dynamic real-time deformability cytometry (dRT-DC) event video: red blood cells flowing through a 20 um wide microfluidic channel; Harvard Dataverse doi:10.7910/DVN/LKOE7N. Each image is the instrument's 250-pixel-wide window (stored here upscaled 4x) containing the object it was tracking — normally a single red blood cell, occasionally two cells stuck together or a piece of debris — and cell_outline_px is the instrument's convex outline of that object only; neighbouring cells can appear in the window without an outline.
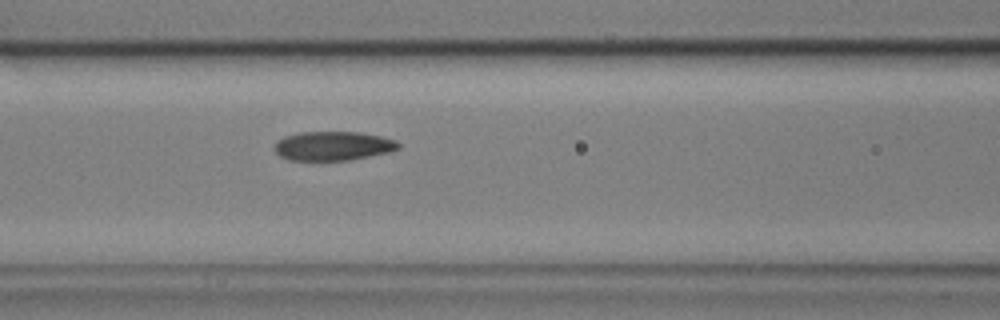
{"species": "common noctule bat (a hibernating species)", "species_latin": "Nyctalus noctula", "temperature_condition": "cold", "stored_images_in_passage": 39, "camera_frame_rate_fps": 3000, "um_per_image_px": 0.085, "animal": {"sex": "male", "body_mass_g": 17.9, "forearm_length_mm": 54.2}, "frame": {"image": 1, "passage_image": 9, "time_ms": 2.667, "image_size_px": [1000, 320], "cell_outline_px": [[400, 148], [392, 152], [352, 160], [288, 160], [280, 156], [272, 148], [276, 140], [284, 136], [300, 132], [360, 132], [380, 136], [396, 140], [400, 144]], "centroid_in_image_um": [28.31, 12.41], "position_along_channel_um": 138.3, "area_um2": 21.39}}
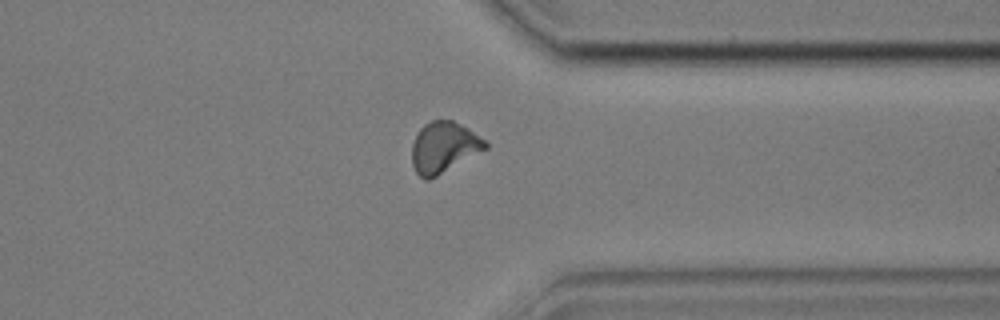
{"frame": {"image": 2, "passage_image": 29, "time_ms": 9.333, "image_size_px": [1000, 320], "cell_outline_px": [[488, 148], [436, 176], [428, 180], [424, 180], [416, 172], [412, 164], [412, 144], [416, 132], [424, 124], [432, 120], [452, 120], [460, 124], [484, 140], [488, 144]], "centroid_in_image_um": [37.68, 12.52], "position_along_channel_um": 373.7, "area_um2": 21.56}}
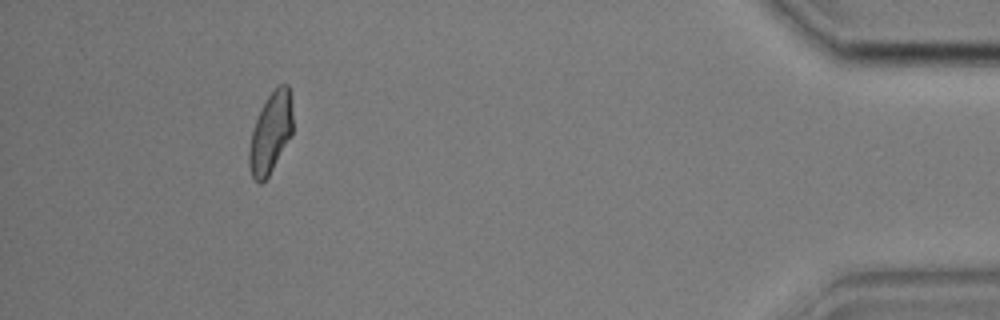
{"frame": {"image": 3, "passage_image": 37, "time_ms": 12.0, "image_size_px": [1000, 320], "cell_outline_px": [[292, 136], [268, 176], [260, 184], [252, 176], [248, 164], [248, 152], [252, 132], [256, 120], [268, 96], [280, 84], [288, 84], [292, 116]], "centroid_in_image_um": [23.0, 11.33], "position_along_channel_um": 412.2, "area_um2": 20.11}, "authors_computed_cell_mechanics": {"area_um2": 21.3282, "velocity_mm_per_s": 3.5783, "shape_relaxation_time_tau1_ms": 6.3461, "shape_relaxation_time_tau2_ms": 1.5228, "deformation_change_tau1": 0.1604, "deformation_change_tau2": 0.0636}}